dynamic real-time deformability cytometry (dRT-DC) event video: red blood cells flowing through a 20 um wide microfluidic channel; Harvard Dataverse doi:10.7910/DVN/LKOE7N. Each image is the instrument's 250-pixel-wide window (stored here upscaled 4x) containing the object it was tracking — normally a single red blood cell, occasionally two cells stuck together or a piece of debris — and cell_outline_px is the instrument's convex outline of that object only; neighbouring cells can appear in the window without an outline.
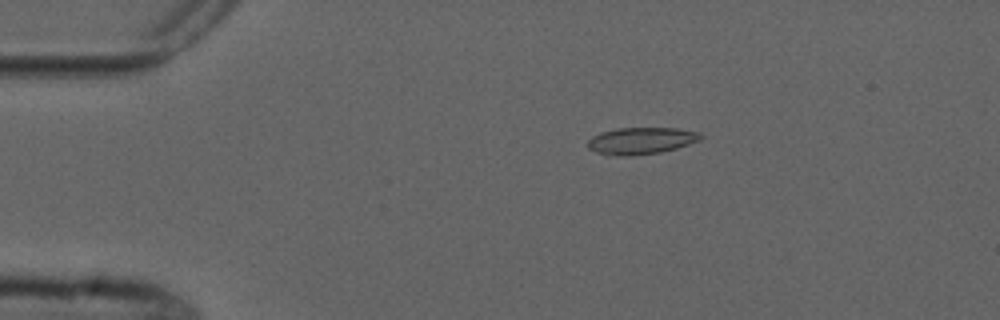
{"species": "common noctule bat (a hibernating species)", "species_latin": "Nyctalus noctula", "temperature_condition": "cold", "stored_images_in_passage": 6, "camera_frame_rate_fps": 3000, "um_per_image_px": 0.085, "animal": {"sex": "male", "forearm_length_mm": 52.5}, "frame": {"image": 1, "passage_image": 3, "time_ms": 2.333, "image_size_px": [1000, 320], "cell_outline_px": [[704, 136], [700, 140], [676, 148], [660, 152], [628, 156], [604, 156], [588, 148], [588, 140], [592, 136], [600, 132], [616, 128], [676, 128], [700, 132]], "centroid_in_image_um": [54.46, 11.97], "position_along_channel_um": 30.5, "area_um2": 17.86}}
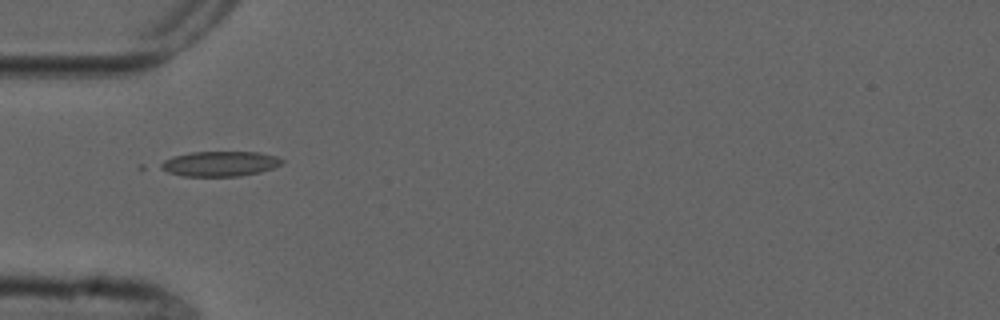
{"frame": {"image": 2, "passage_image": 5, "time_ms": 4.667, "image_size_px": [1000, 320], "cell_outline_px": [[284, 164], [260, 172], [240, 176], [184, 176], [168, 172], [160, 168], [156, 164], [172, 156], [192, 152], [260, 152], [276, 156], [284, 160]], "centroid_in_image_um": [18.68, 13.91], "position_along_channel_um": 66.3, "area_um2": 17.86}}
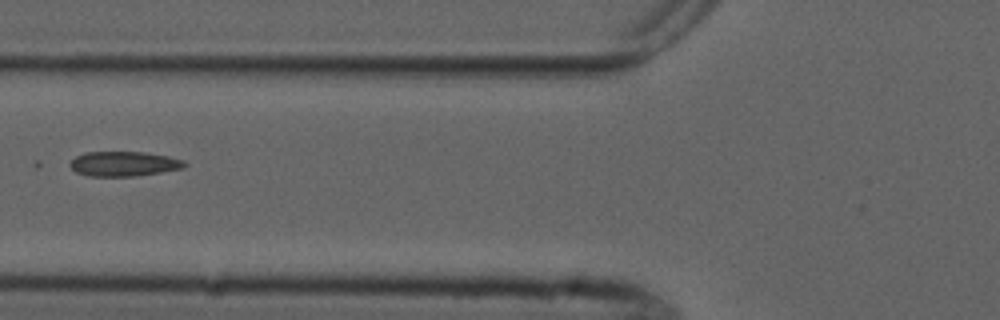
{"frame": {"image": 3, "passage_image": 6, "time_ms": 6.0, "image_size_px": [1000, 320], "cell_outline_px": [[188, 164], [184, 168], [136, 176], [88, 176], [76, 172], [68, 164], [76, 156], [84, 152], [144, 152], [168, 156], [184, 160]], "centroid_in_image_um": [10.53, 13.92], "position_along_channel_um": 115.3, "area_um2": 16.59}}